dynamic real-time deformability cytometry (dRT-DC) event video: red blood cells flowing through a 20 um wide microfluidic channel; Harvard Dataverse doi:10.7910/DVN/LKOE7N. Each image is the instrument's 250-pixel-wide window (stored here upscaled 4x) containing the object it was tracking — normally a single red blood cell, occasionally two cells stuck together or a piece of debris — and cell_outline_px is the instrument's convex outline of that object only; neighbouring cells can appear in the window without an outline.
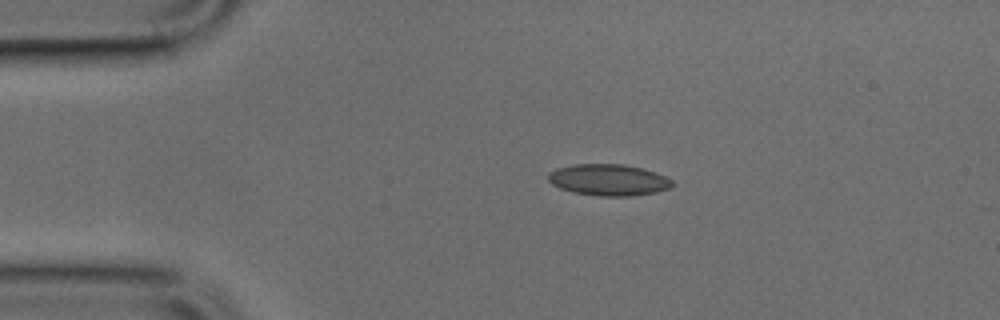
{"species": "common noctule bat (a hibernating species)", "species_latin": "Nyctalus noctula", "temperature_condition": "cold", "stored_images_in_passage": 48, "camera_frame_rate_fps": 3000, "um_per_image_px": 0.085, "animal": {"sex": "male", "body_mass_g": 17.9, "forearm_length_mm": 54.2}, "frame": {"image": 1, "passage_image": 9, "time_ms": 2.667, "image_size_px": [1000, 320], "cell_outline_px": [[672, 184], [668, 188], [656, 192], [628, 196], [600, 196], [572, 192], [560, 188], [552, 184], [548, 180], [548, 172], [556, 168], [572, 164], [624, 164], [656, 172], [672, 180]], "centroid_in_image_um": [51.68, 15.28], "position_along_channel_um": 33.3, "area_um2": 22.66}}
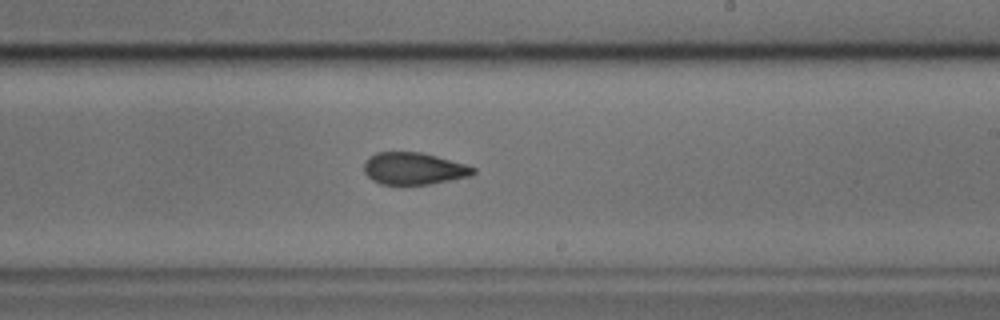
{"frame": {"image": 2, "passage_image": 28, "time_ms": 9.0, "image_size_px": [1000, 320], "cell_outline_px": [[476, 172], [472, 176], [428, 184], [380, 184], [372, 180], [364, 172], [364, 160], [376, 152], [420, 152], [436, 156], [464, 164], [476, 168]], "centroid_in_image_um": [35.15, 14.32], "position_along_channel_um": 253.8, "area_um2": 20.35}}
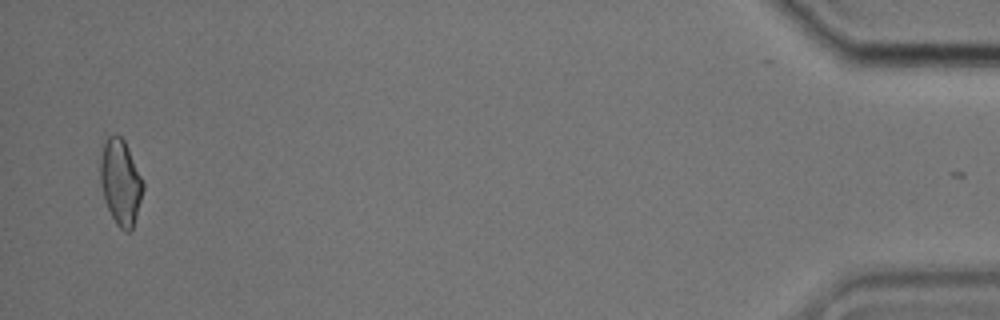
{"frame": {"image": 3, "passage_image": 47, "time_ms": 15.333, "image_size_px": [1000, 320], "cell_outline_px": [[144, 188], [136, 216], [132, 228], [128, 232], [124, 232], [116, 224], [104, 200], [100, 184], [100, 160], [104, 140], [108, 136], [116, 132], [124, 140], [128, 148], [144, 184]], "centroid_in_image_um": [10.22, 15.46], "position_along_channel_um": 425.0, "area_um2": 21.27}}